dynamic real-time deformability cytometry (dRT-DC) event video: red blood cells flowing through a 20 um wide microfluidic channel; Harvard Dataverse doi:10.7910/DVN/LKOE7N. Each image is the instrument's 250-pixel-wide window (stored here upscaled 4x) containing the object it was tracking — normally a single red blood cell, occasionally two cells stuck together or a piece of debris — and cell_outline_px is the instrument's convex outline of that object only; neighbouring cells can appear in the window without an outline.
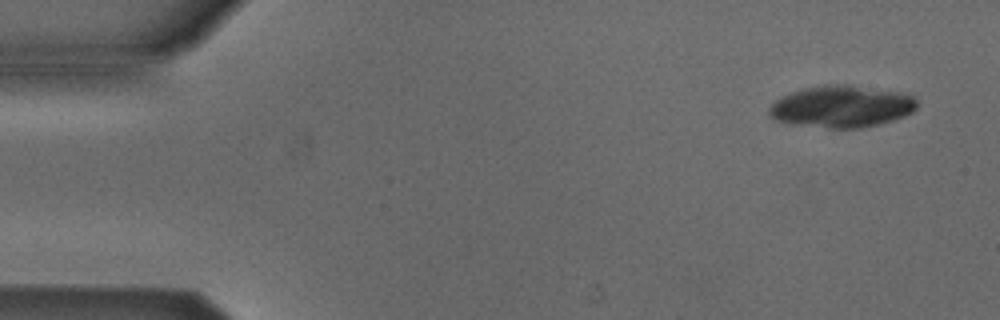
{"species": "Egyptian fruit bat (a non-hibernating species)", "species_latin": "Rousettus aegyptiacus", "temperature_condition": "cold", "stored_images_in_passage": 6, "segment_of_instrument_passage": [2, 2], "camera_frame_rate_fps": 3000, "um_per_image_px": 0.085, "animal": {"sex": "male"}, "frame": {"image": 1, "passage_image": 6, "time_ms": 1.667, "image_size_px": [1000, 320], "cell_outline_px": [[916, 108], [912, 112], [904, 116], [892, 120], [860, 128], [832, 128], [780, 120], [772, 116], [768, 112], [768, 108], [776, 100], [792, 92], [804, 88], [824, 84], [848, 84], [900, 92], [916, 96]], "centroid_in_image_um": [71.61, 9.02], "position_along_channel_um": 13.4, "area_um2": 35.43}}